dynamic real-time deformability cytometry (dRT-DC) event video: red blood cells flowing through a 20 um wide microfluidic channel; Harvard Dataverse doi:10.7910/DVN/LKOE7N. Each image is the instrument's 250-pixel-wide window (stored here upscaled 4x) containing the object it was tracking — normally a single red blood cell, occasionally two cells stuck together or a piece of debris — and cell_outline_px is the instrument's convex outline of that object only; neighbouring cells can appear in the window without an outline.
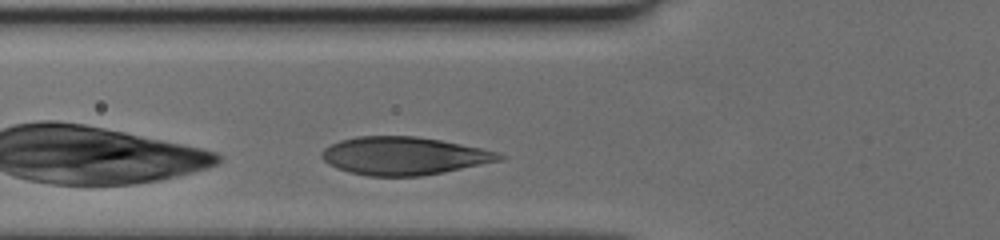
{"species": "human", "species_latin": "Homo sapiens", "temperature_condition": "cold", "stored_images_in_passage": 18, "camera_frame_rate_fps": 3000, "um_per_image_px": 0.085, "donor": {"sex": "female"}, "frame": {"image": 1, "passage_image": 3, "time_ms": 0.667, "image_size_px": [1000, 240], "cell_outline_px": [[508, 156], [500, 160], [444, 172], [420, 176], [368, 176], [348, 172], [336, 168], [324, 160], [320, 156], [324, 148], [340, 140], [356, 136], [416, 136], [440, 140], [480, 148], [496, 152]], "centroid_in_image_um": [34.3, 13.25], "position_along_channel_um": 91.5, "area_um2": 39.07}}
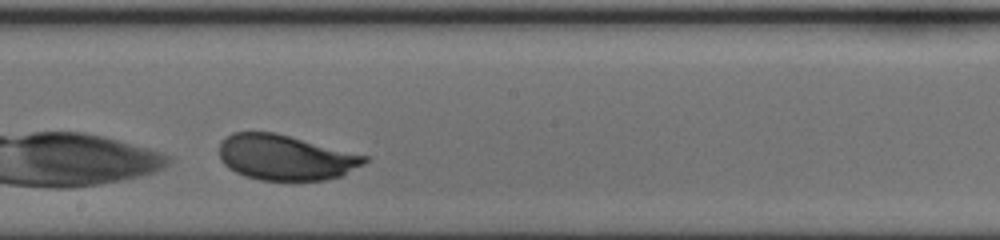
{"frame": {"image": 2, "passage_image": 13, "time_ms": 4.0, "image_size_px": [1000, 240], "cell_outline_px": [[368, 160], [340, 176], [324, 180], [260, 180], [244, 176], [228, 168], [224, 164], [220, 156], [220, 140], [232, 132], [276, 132], [368, 156]], "centroid_in_image_um": [24.21, 13.37], "position_along_channel_um": 224.0, "area_um2": 38.21}}
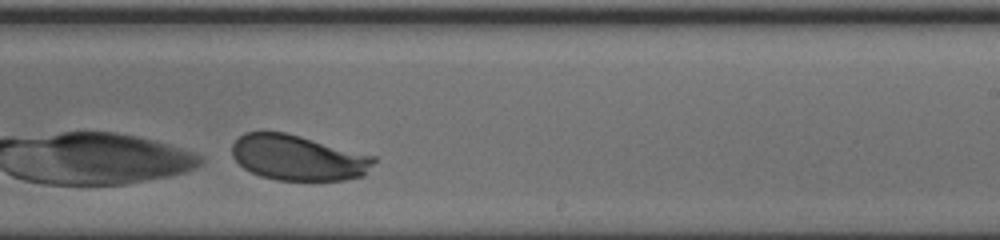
{"frame": {"image": 3, "passage_image": 16, "time_ms": 5.0, "image_size_px": [1000, 240], "cell_outline_px": [[376, 160], [364, 176], [344, 180], [276, 180], [260, 176], [244, 168], [232, 156], [232, 144], [244, 132], [284, 132], [300, 136], [376, 156]], "centroid_in_image_um": [25.35, 13.41], "position_along_channel_um": 263.7, "area_um2": 37.45}}